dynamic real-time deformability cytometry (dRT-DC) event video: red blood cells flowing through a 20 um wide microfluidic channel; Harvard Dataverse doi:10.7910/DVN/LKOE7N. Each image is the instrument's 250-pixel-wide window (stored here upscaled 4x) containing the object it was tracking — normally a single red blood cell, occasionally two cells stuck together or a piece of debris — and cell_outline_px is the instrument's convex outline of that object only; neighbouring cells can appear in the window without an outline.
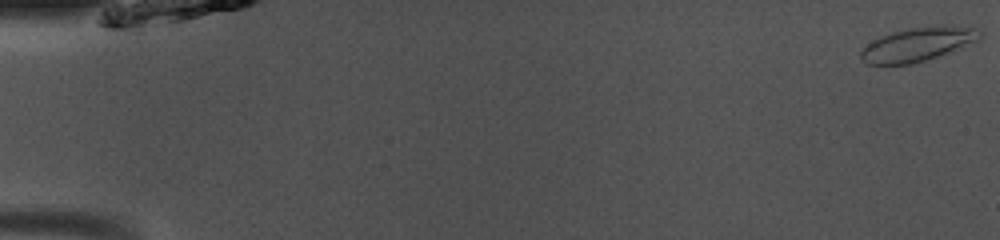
{"species": "common noctule bat (a hibernating species)", "species_latin": "Nyctalus noctula", "temperature_condition": "room temperature", "stored_images_in_passage": 14, "camera_frame_rate_fps": 3000, "um_per_image_px": 0.085, "animal": {"sex": "male", "body_mass_g": 13.0, "forearm_length_mm": 53.1}, "frame": {"image": 1, "passage_image": 1, "time_ms": 0.0, "image_size_px": [1000, 240], "cell_outline_px": [[984, 32], [980, 40], [960, 48], [912, 64], [868, 64], [860, 60], [860, 52], [872, 40], [880, 36], [892, 32], [908, 28], [944, 24], [980, 28]], "centroid_in_image_um": [78.07, 3.73], "position_along_channel_um": 6.9, "area_um2": 23.76}}